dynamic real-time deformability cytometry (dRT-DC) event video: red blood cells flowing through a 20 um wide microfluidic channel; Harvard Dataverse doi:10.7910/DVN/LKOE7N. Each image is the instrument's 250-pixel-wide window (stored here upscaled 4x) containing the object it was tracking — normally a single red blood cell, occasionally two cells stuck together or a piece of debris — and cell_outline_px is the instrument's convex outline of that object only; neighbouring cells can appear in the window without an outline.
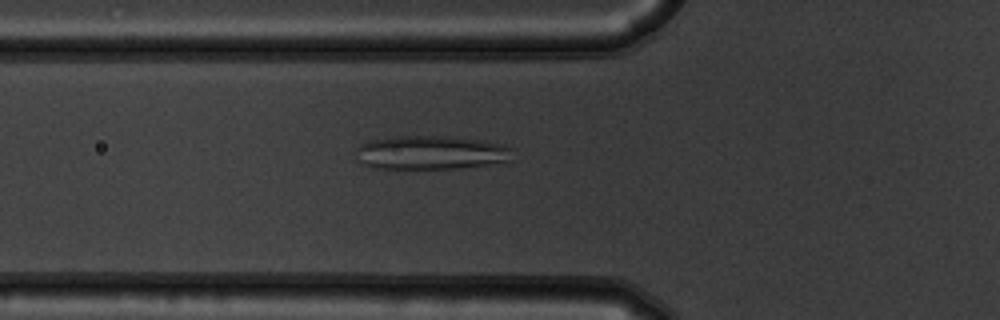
{"species": "common noctule bat (a hibernating species)", "species_latin": "Nyctalus noctula", "temperature_condition": "warm", "stored_images_in_passage": 53, "camera_frame_rate_fps": 3000, "um_per_image_px": 0.085, "animal": {"sex": "male", "body_mass_g": 19.5, "forearm_length_mm": 54.6}, "frame": {"image": 1, "passage_image": 19, "time_ms": 6.0, "image_size_px": [1000, 320], "cell_outline_px": [[512, 160], [508, 164], [452, 168], [376, 168], [364, 164], [356, 160], [356, 148], [360, 144], [372, 140], [396, 136], [456, 136], [480, 140], [500, 144], [512, 148]], "centroid_in_image_um": [36.7, 12.97], "position_along_channel_um": 89.1, "area_um2": 31.33}}
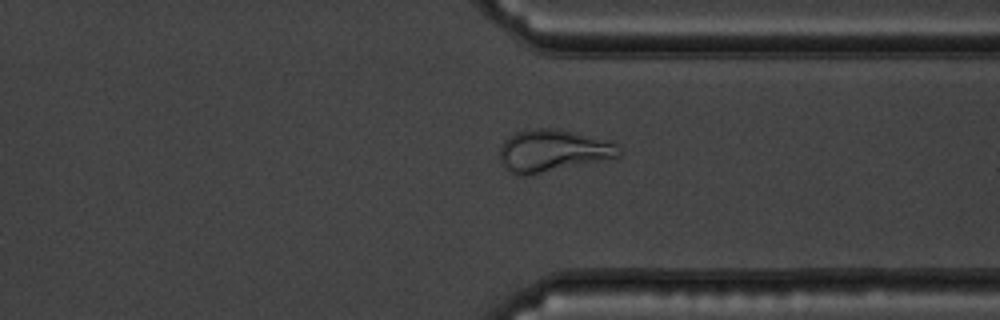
{"frame": {"image": 2, "passage_image": 41, "time_ms": 13.333, "image_size_px": [1000, 320], "cell_outline_px": [[620, 156], [528, 176], [516, 176], [504, 168], [500, 160], [500, 148], [504, 140], [508, 136], [516, 132], [536, 128], [556, 128], [620, 144]], "centroid_in_image_um": [46.93, 12.82], "position_along_channel_um": 364.5, "area_um2": 29.19}}
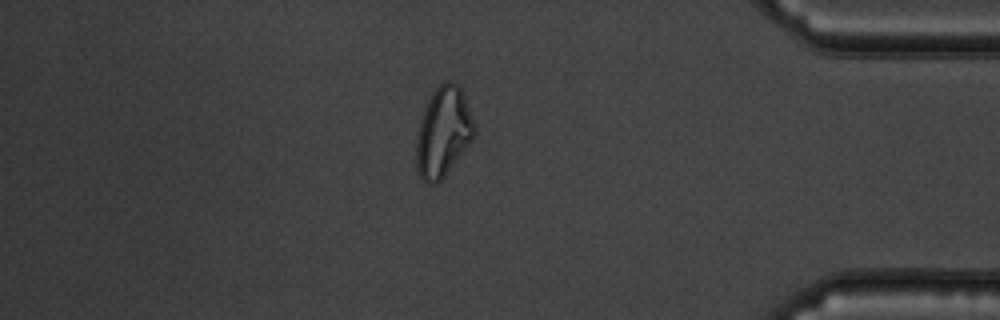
{"frame": {"image": 3, "passage_image": 46, "time_ms": 15.0, "image_size_px": [1000, 320], "cell_outline_px": [[476, 132], [472, 140], [444, 176], [436, 184], [428, 184], [420, 176], [416, 168], [416, 144], [420, 120], [428, 100], [436, 88], [444, 80], [452, 80], [460, 84], [476, 124]], "centroid_in_image_um": [37.7, 11.18], "position_along_channel_um": 397.5, "area_um2": 30.46}}